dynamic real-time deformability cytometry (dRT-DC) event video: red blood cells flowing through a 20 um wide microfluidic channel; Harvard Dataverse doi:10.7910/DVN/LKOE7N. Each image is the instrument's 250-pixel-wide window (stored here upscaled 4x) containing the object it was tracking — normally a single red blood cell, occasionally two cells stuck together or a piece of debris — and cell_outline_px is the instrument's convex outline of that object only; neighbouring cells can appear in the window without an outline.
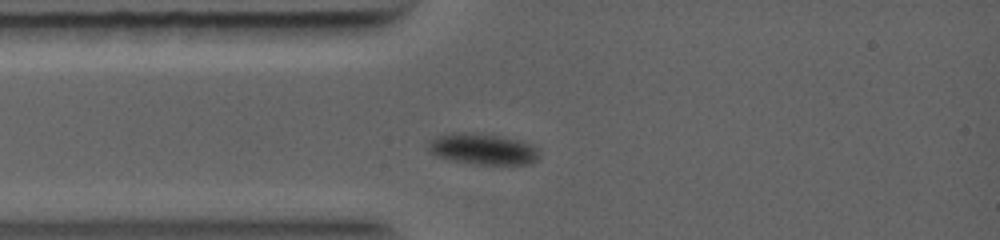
{"species": "common noctule bat (a hibernating species)", "species_latin": "Nyctalus noctula", "temperature_condition": "warm", "stored_images_in_passage": 47, "camera_frame_rate_fps": 5000, "um_per_image_px": 0.085, "animal": {"sex": "female", "body_mass_g": 19.0, "forearm_length_mm": 56.7}, "frame": {"image": 1, "passage_image": 11, "time_ms": 2.0, "image_size_px": [1000, 240], "cell_outline_px": [[540, 156], [532, 164], [476, 164], [452, 160], [436, 156], [428, 148], [428, 140], [436, 136], [452, 132], [480, 132], [500, 136], [532, 144], [540, 152]], "centroid_in_image_um": [41.03, 12.65], "position_along_channel_um": 44.0, "area_um2": 20.29}}
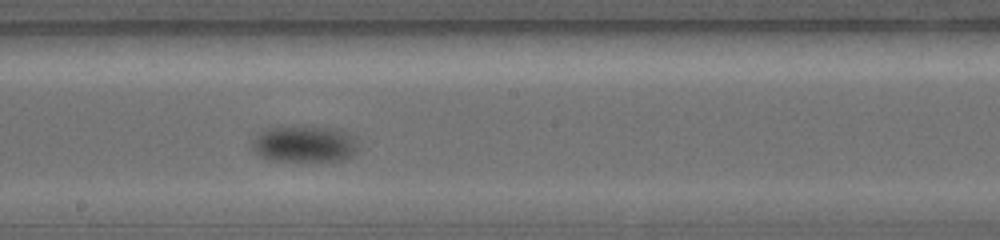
{"frame": {"image": 2, "passage_image": 30, "time_ms": 5.8, "image_size_px": [1000, 240], "cell_outline_px": [[360, 148], [352, 156], [344, 160], [268, 160], [260, 156], [252, 148], [252, 140], [264, 128], [276, 124], [340, 128], [352, 136], [356, 140]], "centroid_in_image_um": [25.86, 12.18], "position_along_channel_um": 222.3, "area_um2": 23.29}}
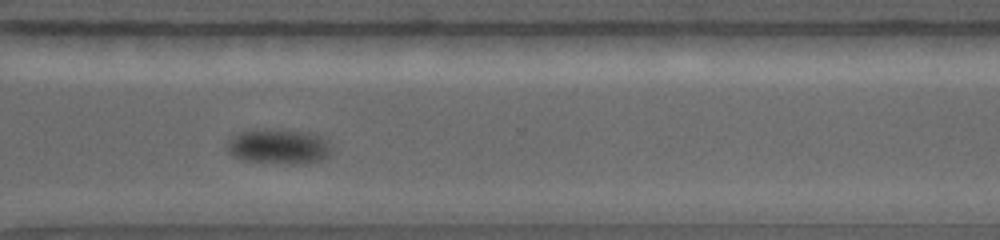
{"frame": {"image": 3, "passage_image": 43, "time_ms": 8.4, "image_size_px": [1000, 240], "cell_outline_px": [[332, 152], [328, 156], [320, 160], [304, 164], [292, 164], [244, 160], [232, 156], [224, 148], [228, 136], [240, 132], [256, 128], [284, 128], [308, 132], [320, 136], [328, 140], [332, 144]], "centroid_in_image_um": [23.65, 12.41], "position_along_channel_um": 346.9, "area_um2": 22.31}}